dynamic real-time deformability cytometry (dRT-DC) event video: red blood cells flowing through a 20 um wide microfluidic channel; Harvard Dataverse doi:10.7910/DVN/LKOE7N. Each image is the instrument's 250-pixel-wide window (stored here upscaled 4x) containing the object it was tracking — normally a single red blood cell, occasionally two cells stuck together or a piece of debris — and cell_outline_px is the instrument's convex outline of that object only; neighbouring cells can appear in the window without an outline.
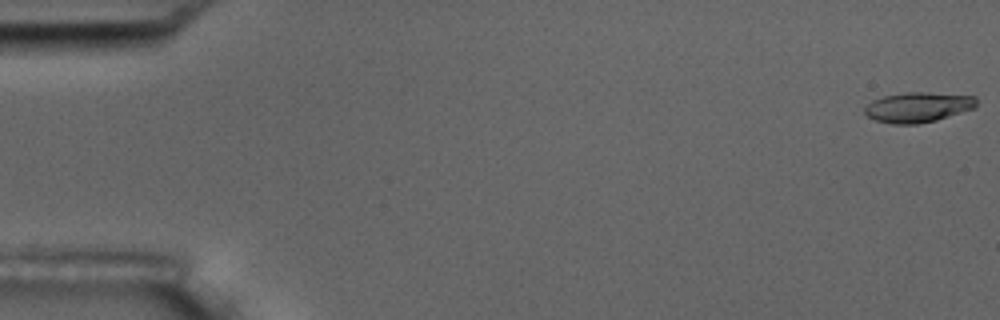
{"species": "common noctule bat (a hibernating species)", "species_latin": "Nyctalus noctula", "temperature_condition": "room temperature", "stored_images_in_passage": 5, "camera_frame_rate_fps": 3000, "um_per_image_px": 0.085, "animal": {"sex": "male", "body_mass_g": 17.5, "forearm_length_mm": 52.3}, "frame": {"image": 1, "passage_image": 1, "time_ms": 0.0, "image_size_px": [1000, 320], "cell_outline_px": [[976, 108], [936, 120], [916, 124], [892, 124], [876, 120], [868, 116], [864, 112], [864, 108], [872, 100], [884, 96], [908, 92], [928, 92], [976, 96]], "centroid_in_image_um": [78.04, 9.11], "position_along_channel_um": 7.0, "area_um2": 19.59}}
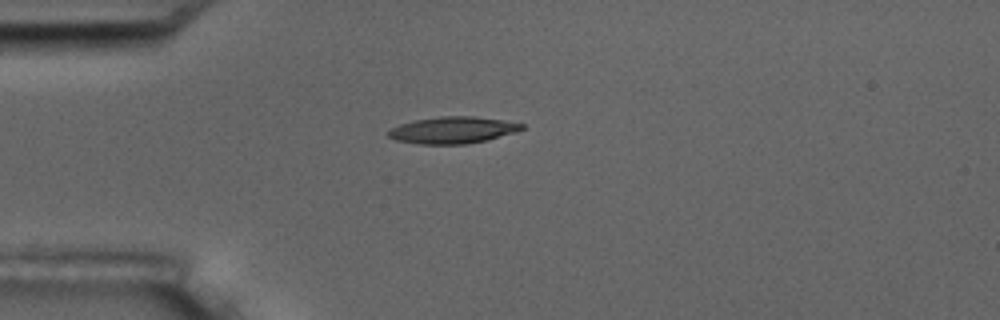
{"frame": {"image": 2, "passage_image": 5, "time_ms": 4.667, "image_size_px": [1000, 320], "cell_outline_px": [[524, 128], [516, 132], [488, 140], [464, 144], [420, 144], [396, 140], [388, 136], [388, 132], [392, 128], [400, 124], [416, 120], [440, 116], [476, 116], [504, 120], [524, 124]], "centroid_in_image_um": [38.52, 11.05], "position_along_channel_um": 46.5, "area_um2": 20.75}}